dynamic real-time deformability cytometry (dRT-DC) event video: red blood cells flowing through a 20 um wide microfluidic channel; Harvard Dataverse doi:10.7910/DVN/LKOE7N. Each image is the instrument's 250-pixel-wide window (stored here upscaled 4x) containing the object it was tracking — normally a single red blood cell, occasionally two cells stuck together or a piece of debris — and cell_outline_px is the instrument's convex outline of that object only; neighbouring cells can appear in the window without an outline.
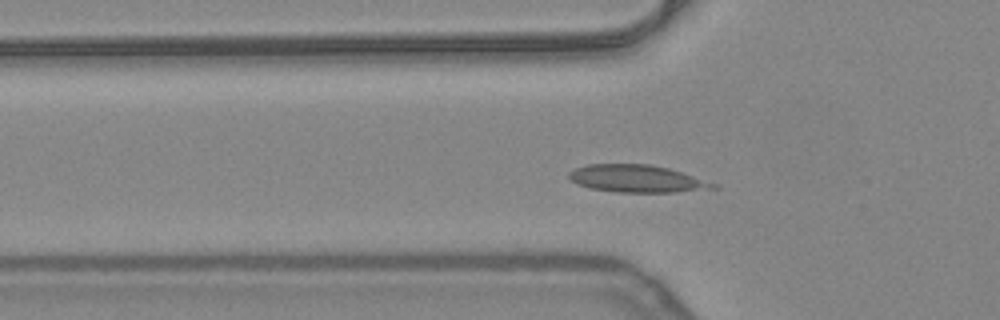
{"species": "common noctule bat (a hibernating species)", "species_latin": "Nyctalus noctula", "temperature_condition": "warm", "stored_images_in_passage": 49, "camera_frame_rate_fps": 3000, "um_per_image_px": 0.085, "animal": {"sex": "female", "body_mass_g": 24.6, "forearm_length_mm": 56.2}, "frame": {"image": 1, "passage_image": 14, "time_ms": 4.333, "image_size_px": [1000, 320], "cell_outline_px": [[720, 188], [676, 192], [616, 192], [592, 188], [576, 184], [568, 176], [568, 172], [576, 168], [588, 164], [652, 164], [668, 168], [716, 184]], "centroid_in_image_um": [54.11, 15.19], "position_along_channel_um": 71.7, "area_um2": 22.83}}
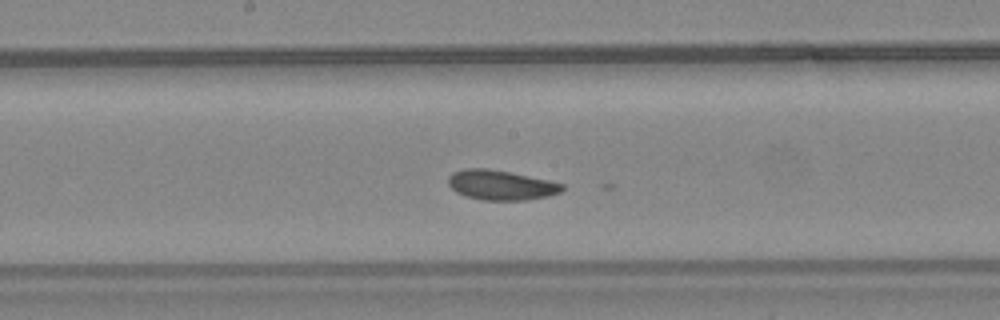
{"frame": {"image": 2, "passage_image": 24, "time_ms": 7.667, "image_size_px": [1000, 320], "cell_outline_px": [[564, 188], [560, 192], [548, 196], [528, 200], [484, 200], [464, 196], [456, 192], [448, 184], [448, 176], [452, 172], [464, 168], [488, 168], [548, 180], [564, 184]], "centroid_in_image_um": [42.55, 15.73], "position_along_channel_um": 205.7, "area_um2": 19.83}}
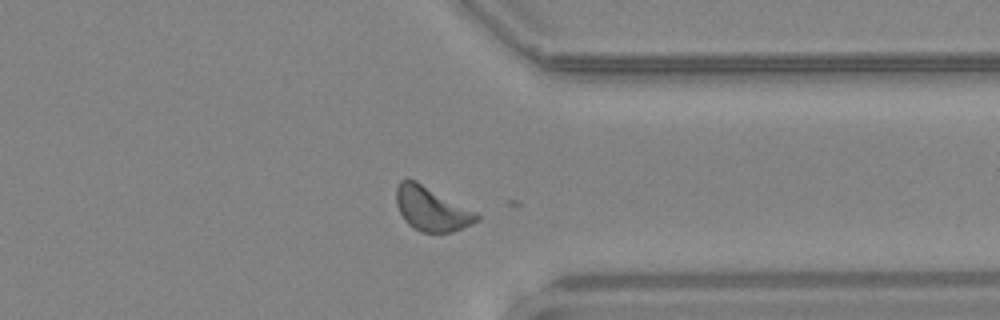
{"frame": {"image": 3, "passage_image": 37, "time_ms": 12.0, "image_size_px": [1000, 320], "cell_outline_px": [[480, 220], [472, 224], [452, 232], [420, 232], [412, 228], [404, 220], [396, 204], [396, 188], [400, 180], [416, 180], [476, 212], [480, 216]], "centroid_in_image_um": [36.67, 17.76], "position_along_channel_um": 374.7, "area_um2": 20.63}}